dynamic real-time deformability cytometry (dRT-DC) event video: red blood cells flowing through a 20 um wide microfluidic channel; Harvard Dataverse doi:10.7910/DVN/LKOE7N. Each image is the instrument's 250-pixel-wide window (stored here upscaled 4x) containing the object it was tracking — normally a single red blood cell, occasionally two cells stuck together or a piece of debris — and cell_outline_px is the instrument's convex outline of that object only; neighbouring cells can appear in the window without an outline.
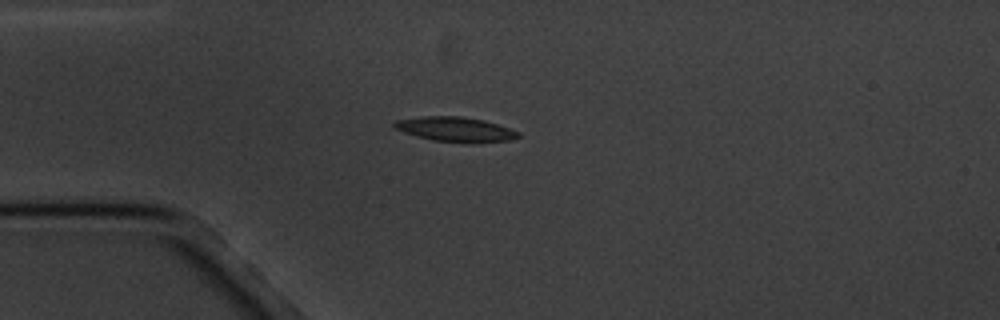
{"species": "common noctule bat (a hibernating species)", "species_latin": "Nyctalus noctula", "temperature_condition": "cold", "stored_images_in_passage": 4, "camera_frame_rate_fps": 3000, "um_per_image_px": 0.085, "animal": {"sex": "male", "body_mass_g": 20.1, "forearm_length_mm": 53.5}, "frame": {"image": 1, "passage_image": 4, "time_ms": 3.333, "image_size_px": [1000, 320], "cell_outline_px": [[520, 136], [508, 140], [472, 144], [432, 140], [416, 136], [404, 132], [396, 128], [392, 124], [396, 120], [424, 116], [460, 116], [484, 120], [520, 132]], "centroid_in_image_um": [38.72, 11.0], "position_along_channel_um": 46.3, "area_um2": 17.86}}